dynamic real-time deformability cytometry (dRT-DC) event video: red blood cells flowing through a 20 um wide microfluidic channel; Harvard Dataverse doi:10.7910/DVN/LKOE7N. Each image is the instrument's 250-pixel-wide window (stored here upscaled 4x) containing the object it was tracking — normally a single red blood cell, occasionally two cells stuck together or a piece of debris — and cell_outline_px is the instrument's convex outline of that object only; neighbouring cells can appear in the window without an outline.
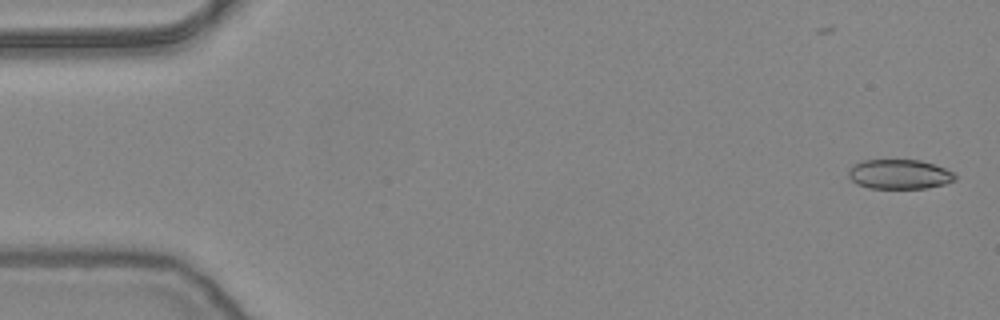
{"species": "common noctule bat (a hibernating species)", "species_latin": "Nyctalus noctula", "temperature_condition": "warm", "stored_images_in_passage": 52, "camera_frame_rate_fps": 3000, "um_per_image_px": 0.085, "animal": {"sex": "female", "body_mass_g": 24.6, "forearm_length_mm": 56.2}, "frame": {"image": 1, "passage_image": 1, "time_ms": 0.0, "image_size_px": [1000, 320], "cell_outline_px": [[956, 180], [944, 184], [924, 188], [868, 188], [856, 184], [848, 176], [848, 172], [852, 164], [864, 160], [920, 160], [944, 168], [952, 172], [956, 176]], "centroid_in_image_um": [76.41, 14.81], "position_along_channel_um": 8.6, "area_um2": 18.32}}
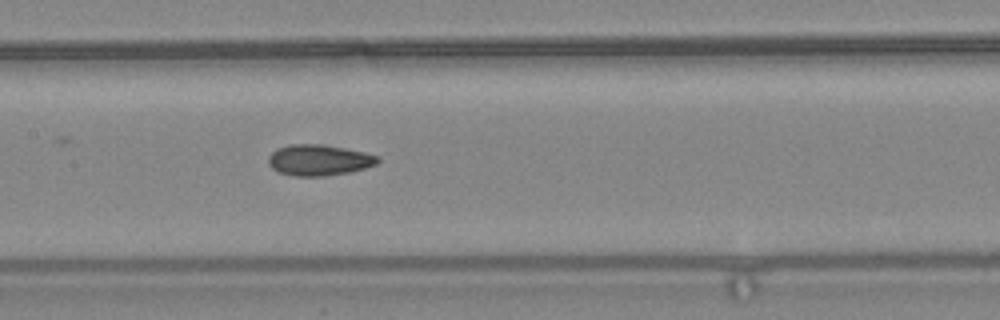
{"frame": {"image": 2, "passage_image": 25, "time_ms": 8.0, "image_size_px": [1000, 320], "cell_outline_px": [[380, 160], [376, 164], [364, 168], [348, 172], [324, 176], [292, 176], [280, 172], [272, 168], [268, 164], [268, 156], [276, 148], [292, 144], [320, 144], [364, 152], [380, 156]], "centroid_in_image_um": [27.09, 13.6], "position_along_channel_um": 180.3, "area_um2": 19.65}}
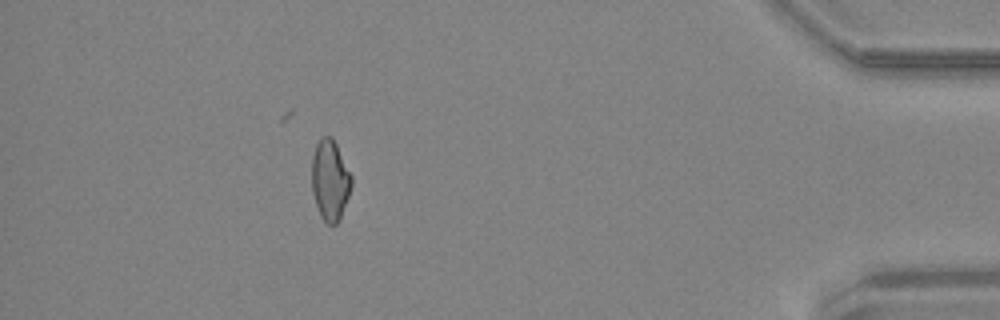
{"frame": {"image": 3, "passage_image": 47, "time_ms": 15.333, "image_size_px": [1000, 320], "cell_outline_px": [[352, 184], [340, 220], [336, 224], [328, 224], [320, 216], [312, 192], [312, 156], [316, 144], [324, 136], [332, 136], [352, 176]], "centroid_in_image_um": [28.05, 15.32], "position_along_channel_um": 407.1, "area_um2": 18.55}, "authors_computed_cell_mechanics": {"area_um2": 19.074, "velocity_mm_per_s": 3.8739, "shape_relaxation_time_tau1_ms": null, "shape_relaxation_time_tau2_ms": 2.8591, "deformation_change_tau1": null, "deformation_change_tau2": 0.0905}}